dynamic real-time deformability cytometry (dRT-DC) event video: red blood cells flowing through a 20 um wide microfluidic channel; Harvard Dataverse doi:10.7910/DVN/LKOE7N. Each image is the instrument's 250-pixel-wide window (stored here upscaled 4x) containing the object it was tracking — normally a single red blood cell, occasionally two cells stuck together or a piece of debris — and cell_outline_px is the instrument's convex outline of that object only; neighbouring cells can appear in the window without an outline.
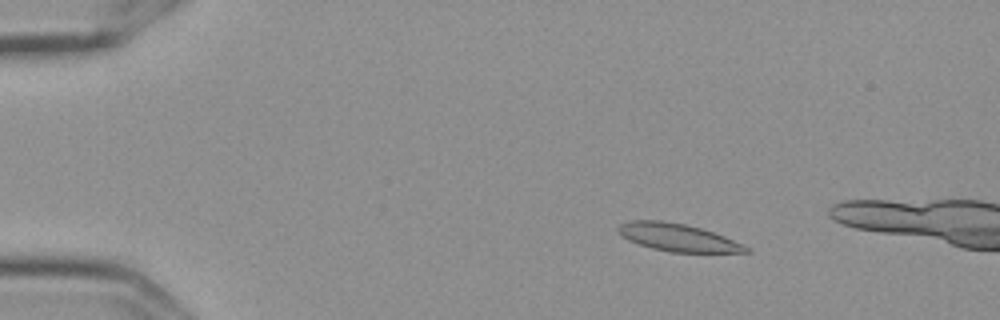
{"species": "Egyptian fruit bat (a non-hibernating species)", "species_latin": "Rousettus aegyptiacus", "temperature_condition": "cold", "stored_images_in_passage": 59, "camera_frame_rate_fps": 3000, "um_per_image_px": 0.085, "frame": {"image": 1, "passage_image": 10, "time_ms": 3.0, "image_size_px": [1000, 320], "cell_outline_px": [[752, 252], [672, 252], [652, 248], [628, 240], [616, 228], [620, 224], [628, 220], [664, 220], [684, 224], [700, 228], [724, 236], [752, 248]], "centroid_in_image_um": [57.62, 20.18], "position_along_channel_um": 27.4, "area_um2": 20.4}}
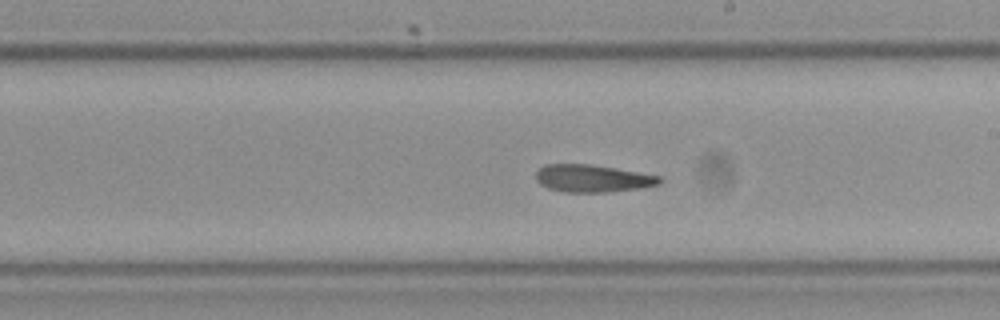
{"frame": {"image": 2, "passage_image": 34, "time_ms": 11.0, "image_size_px": [1000, 320], "cell_outline_px": [[664, 180], [660, 184], [644, 188], [608, 192], [564, 192], [548, 188], [540, 184], [536, 180], [536, 172], [540, 168], [548, 164], [592, 164], [660, 176]], "centroid_in_image_um": [50.4, 15.17], "position_along_channel_um": 238.6, "area_um2": 19.88}}
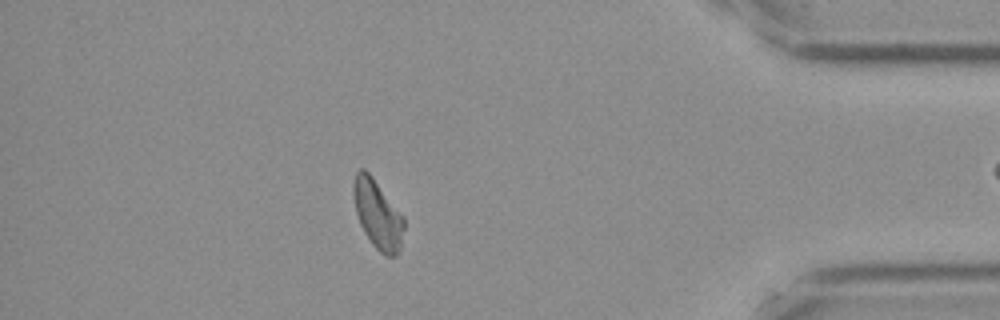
{"frame": {"image": 3, "passage_image": 51, "time_ms": 16.667, "image_size_px": [1000, 320], "cell_outline_px": [[404, 228], [400, 248], [396, 256], [384, 256], [372, 244], [364, 232], [360, 224], [356, 212], [352, 192], [352, 184], [356, 172], [360, 168], [364, 168], [372, 176], [404, 216]], "centroid_in_image_um": [32.09, 18.21], "position_along_channel_um": 403.1, "area_um2": 20.35}, "authors_computed_cell_mechanics": {"area_um2": 20.23, "velocity_mm_per_s": 3.5685, "shape_relaxation_time_tau1_ms": null, "shape_relaxation_time_tau2_ms": 5.2724, "deformation_change_tau1": null, "deformation_change_tau2": 0.1355}}